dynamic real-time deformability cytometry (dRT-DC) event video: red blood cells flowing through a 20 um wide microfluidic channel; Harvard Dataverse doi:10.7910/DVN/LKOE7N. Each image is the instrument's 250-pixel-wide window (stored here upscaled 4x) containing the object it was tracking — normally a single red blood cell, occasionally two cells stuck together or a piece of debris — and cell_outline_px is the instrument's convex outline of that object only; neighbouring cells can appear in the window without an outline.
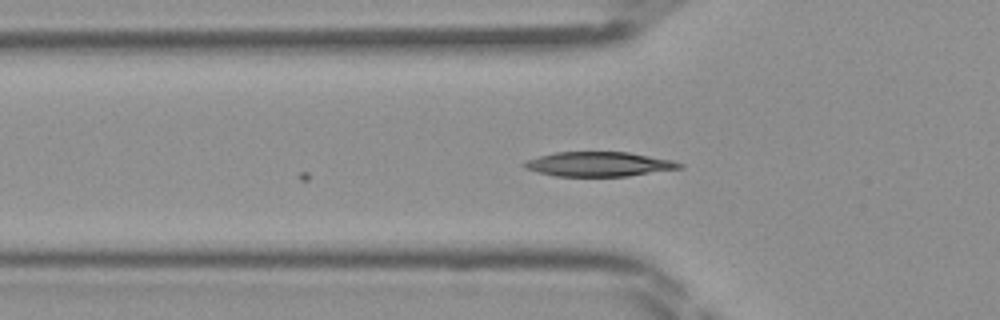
{"species": "Egyptian fruit bat (a non-hibernating species)", "species_latin": "Rousettus aegyptiacus", "temperature_condition": "room temperature", "stored_images_in_passage": 3, "camera_frame_rate_fps": 3000, "um_per_image_px": 0.085, "frame": {"image": 1, "passage_image": 3, "time_ms": 0.667, "image_size_px": [1000, 320], "cell_outline_px": [[684, 168], [628, 176], [556, 176], [536, 172], [524, 168], [520, 164], [528, 160], [540, 156], [556, 152], [628, 152], [672, 160], [684, 164]], "centroid_in_image_um": [50.91, 13.96], "position_along_channel_um": 74.9, "area_um2": 22.25}}